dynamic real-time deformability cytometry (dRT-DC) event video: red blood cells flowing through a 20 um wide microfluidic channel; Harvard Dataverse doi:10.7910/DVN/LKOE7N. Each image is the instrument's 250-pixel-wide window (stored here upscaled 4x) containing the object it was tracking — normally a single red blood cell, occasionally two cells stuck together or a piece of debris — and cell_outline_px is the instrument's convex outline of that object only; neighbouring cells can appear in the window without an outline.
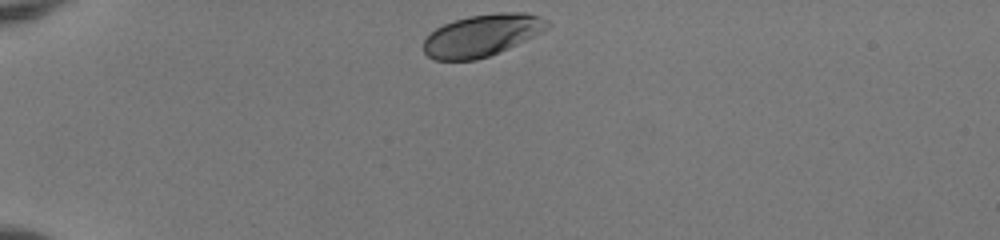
{"species": "human", "species_latin": "Homo sapiens", "temperature_condition": "room temperature", "stored_images_in_passage": 34, "camera_frame_rate_fps": 3000, "um_per_image_px": 0.085, "donor": {"sex": "female"}, "frame": {"image": 1, "passage_image": 1, "time_ms": 0.0, "image_size_px": [1000, 240], "cell_outline_px": [[552, 24], [544, 32], [508, 48], [488, 56], [476, 60], [432, 60], [424, 52], [424, 40], [436, 28], [444, 24], [468, 16], [500, 12], [528, 12], [540, 16], [548, 20]], "centroid_in_image_um": [41.02, 2.99], "position_along_channel_um": 44.0, "area_um2": 30.4}}
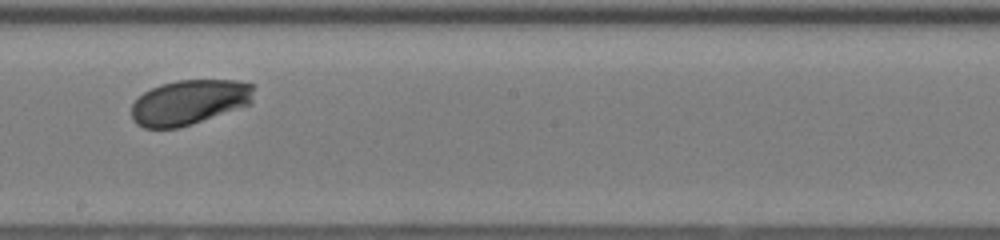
{"frame": {"image": 2, "passage_image": 19, "time_ms": 6.0, "image_size_px": [1000, 240], "cell_outline_px": [[252, 104], [176, 128], [144, 128], [136, 124], [132, 120], [132, 104], [144, 92], [160, 84], [176, 80], [236, 80], [252, 84]], "centroid_in_image_um": [16.07, 8.68], "position_along_channel_um": 232.1, "area_um2": 31.79}}
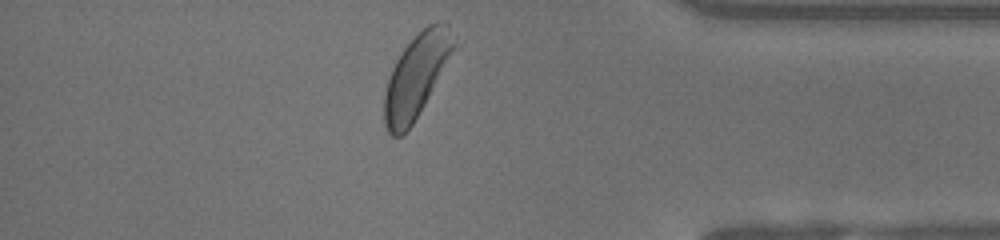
{"frame": {"image": 3, "passage_image": 33, "time_ms": 10.667, "image_size_px": [1000, 240], "cell_outline_px": [[460, 44], [412, 124], [400, 136], [392, 136], [384, 128], [384, 92], [392, 68], [396, 60], [404, 48], [428, 24], [436, 20], [448, 24], [456, 36]], "centroid_in_image_um": [35.45, 6.39], "position_along_channel_um": 399.8, "area_um2": 33.99}, "authors_computed_cell_mechanics": {"area_um2": 32.1946, "velocity_mm_per_s": 3.9726, "shape_relaxation_time_tau1_ms": 1.5202, "shape_relaxation_time_tau2_ms": null, "deformation_change_tau1": 0.1168, "deformation_change_tau2": null}}